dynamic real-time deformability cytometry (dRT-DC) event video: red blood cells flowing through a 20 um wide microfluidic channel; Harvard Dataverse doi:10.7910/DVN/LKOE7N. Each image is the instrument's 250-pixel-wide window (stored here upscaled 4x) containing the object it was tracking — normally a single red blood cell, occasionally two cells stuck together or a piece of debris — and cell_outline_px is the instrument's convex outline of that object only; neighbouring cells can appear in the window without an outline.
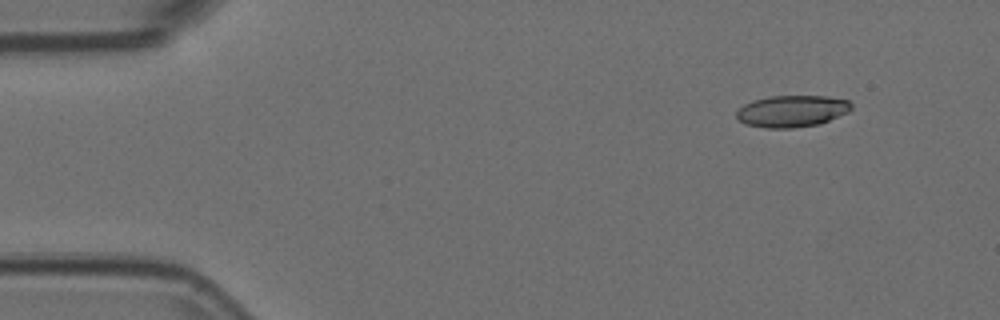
{"species": "Egyptian fruit bat (a non-hibernating species)", "species_latin": "Rousettus aegyptiacus", "temperature_condition": "room temperature", "stored_images_in_passage": 6, "camera_frame_rate_fps": 3000, "um_per_image_px": 0.085, "animal": {"sex": "female"}, "frame": {"image": 1, "passage_image": 2, "time_ms": 0.333, "image_size_px": [1000, 320], "cell_outline_px": [[852, 108], [848, 112], [820, 124], [792, 128], [764, 128], [744, 124], [736, 116], [736, 112], [744, 104], [752, 100], [768, 96], [828, 96], [848, 100], [852, 104]], "centroid_in_image_um": [67.31, 9.44], "position_along_channel_um": 17.7, "area_um2": 21.39}}
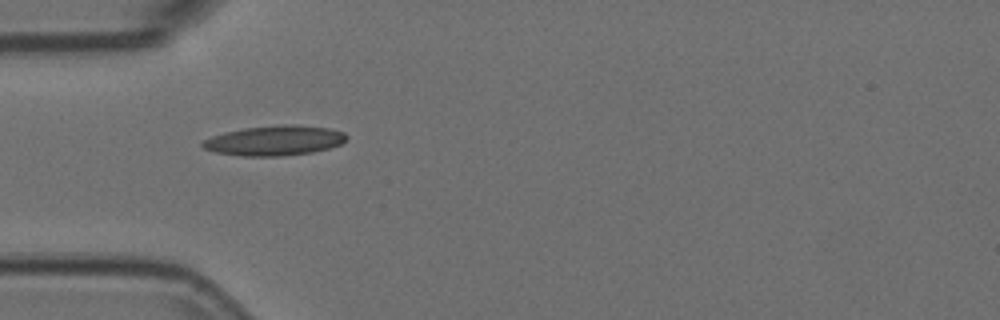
{"frame": {"image": 2, "passage_image": 5, "time_ms": 1.333, "image_size_px": [1000, 320], "cell_outline_px": [[348, 136], [340, 144], [328, 148], [312, 152], [280, 156], [240, 156], [216, 152], [204, 148], [200, 144], [204, 140], [212, 136], [224, 132], [244, 128], [284, 124], [296, 124], [328, 128], [344, 132]], "centroid_in_image_um": [23.32, 11.94], "position_along_channel_um": 61.7, "area_um2": 25.03}}
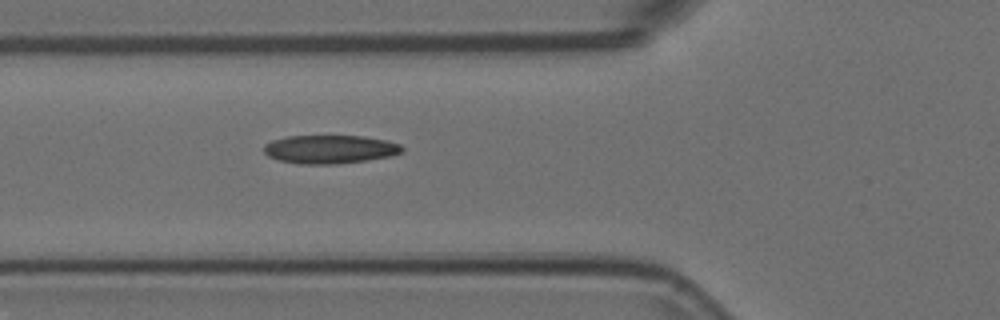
{"frame": {"image": 3, "passage_image": 6, "time_ms": 1.667, "image_size_px": [1000, 320], "cell_outline_px": [[404, 152], [392, 156], [368, 160], [336, 164], [300, 164], [280, 160], [268, 156], [264, 152], [264, 144], [272, 140], [288, 136], [364, 136], [384, 140], [400, 144], [404, 148]], "centroid_in_image_um": [28.07, 12.69], "position_along_channel_um": 97.7, "area_um2": 23.0}}